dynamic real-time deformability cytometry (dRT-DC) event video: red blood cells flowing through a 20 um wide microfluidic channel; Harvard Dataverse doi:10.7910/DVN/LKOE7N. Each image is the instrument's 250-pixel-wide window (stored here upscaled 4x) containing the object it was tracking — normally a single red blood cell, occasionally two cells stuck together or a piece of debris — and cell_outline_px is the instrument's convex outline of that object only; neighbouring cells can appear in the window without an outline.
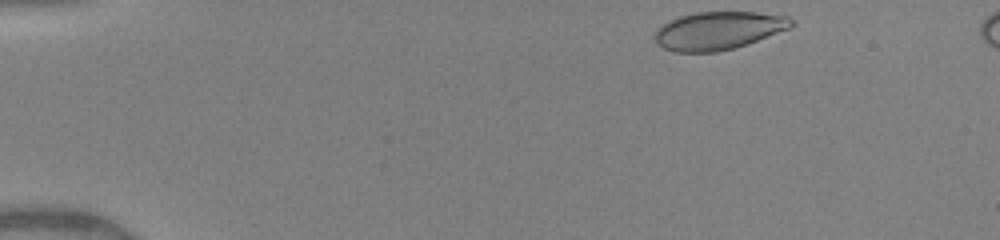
{"species": "human", "species_latin": "Homo sapiens", "temperature_condition": "warm", "stored_images_in_passage": 43, "camera_frame_rate_fps": 3000, "um_per_image_px": 0.085, "donor": {"sex": "female"}, "frame": {"image": 1, "passage_image": 1, "time_ms": 0.0, "image_size_px": [1000, 240], "cell_outline_px": [[796, 24], [788, 28], [748, 44], [736, 48], [716, 52], [676, 52], [664, 48], [656, 40], [656, 28], [668, 20], [680, 16], [696, 12], [756, 12], [788, 16]], "centroid_in_image_um": [61.07, 2.6], "position_along_channel_um": 23.9, "area_um2": 30.17}}
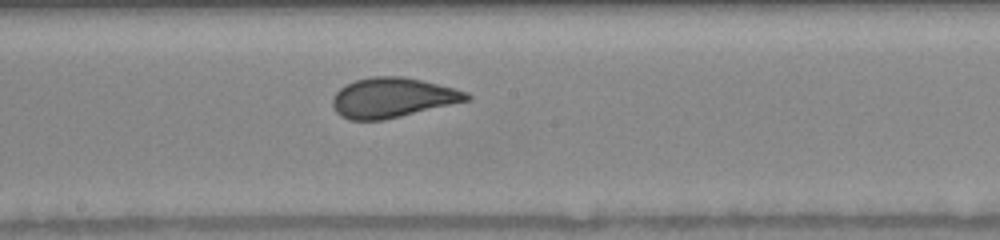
{"frame": {"image": 2, "passage_image": 22, "time_ms": 7.0, "image_size_px": [1000, 240], "cell_outline_px": [[472, 100], [384, 120], [348, 120], [340, 116], [332, 108], [332, 100], [336, 92], [340, 88], [356, 80], [372, 76], [400, 76], [420, 80], [468, 92], [472, 96]], "centroid_in_image_um": [33.36, 8.32], "position_along_channel_um": 214.8, "area_um2": 31.15}}
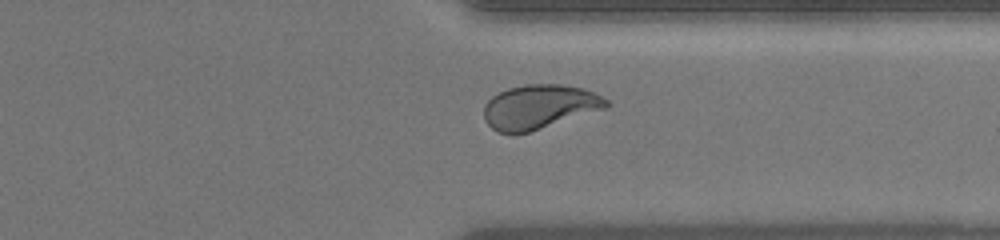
{"frame": {"image": 3, "passage_image": 33, "time_ms": 10.667, "image_size_px": [1000, 240], "cell_outline_px": [[608, 108], [528, 132], [496, 132], [484, 120], [484, 104], [492, 96], [508, 88], [524, 84], [560, 84], [584, 88], [608, 100]], "centroid_in_image_um": [45.84, 9.06], "position_along_channel_um": 365.6, "area_um2": 31.39}, "authors_computed_cell_mechanics": {"area_um2": 31.212, "velocity_mm_per_s": 4.1033, "shape_relaxation_time_tau1_ms": 5.8877, "shape_relaxation_time_tau2_ms": null, "deformation_change_tau1": 0.1712, "deformation_change_tau2": null}}